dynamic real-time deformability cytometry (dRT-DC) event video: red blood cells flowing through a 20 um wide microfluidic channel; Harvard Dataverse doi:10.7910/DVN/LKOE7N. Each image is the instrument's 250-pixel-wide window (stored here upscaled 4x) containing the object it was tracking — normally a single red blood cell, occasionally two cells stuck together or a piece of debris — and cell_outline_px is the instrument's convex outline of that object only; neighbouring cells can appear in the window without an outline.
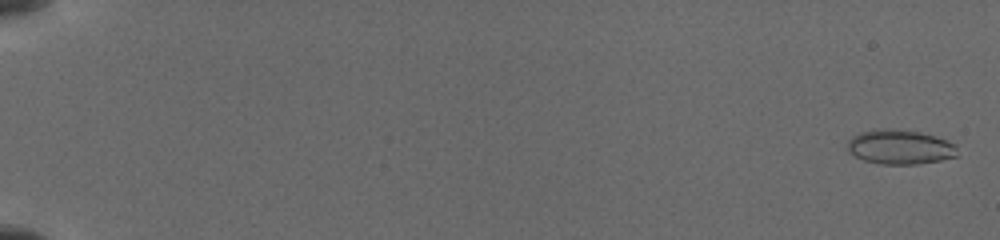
{"species": "common noctule bat (a hibernating species)", "species_latin": "Nyctalus noctula", "temperature_condition": "cold", "stored_images_in_passage": 62, "camera_frame_rate_fps": 3000, "um_per_image_px": 0.085, "animal": {"sex": "female", "body_mass_g": 19.5, "forearm_length_mm": 54.1}, "frame": {"image": 1, "passage_image": 1, "time_ms": 0.0, "image_size_px": [1000, 240], "cell_outline_px": [[956, 156], [940, 160], [916, 164], [880, 164], [864, 160], [848, 152], [848, 140], [852, 136], [860, 132], [884, 128], [888, 128], [920, 132], [956, 144]], "centroid_in_image_um": [76.46, 12.5], "position_along_channel_um": 8.5, "area_um2": 21.85}}
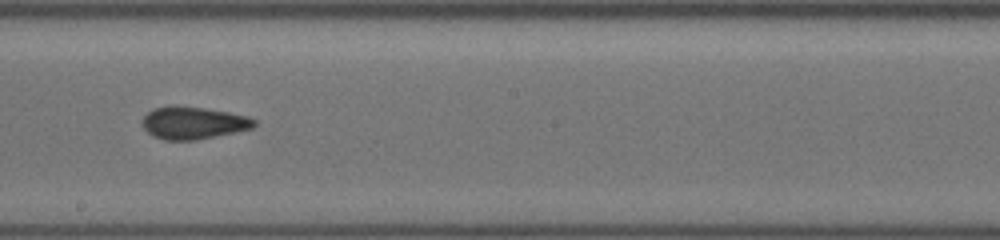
{"frame": {"image": 2, "passage_image": 29, "time_ms": 10.667, "image_size_px": [1000, 240], "cell_outline_px": [[256, 124], [252, 128], [196, 140], [164, 140], [152, 136], [140, 124], [144, 116], [152, 108], [172, 104], [204, 108], [228, 112], [248, 116], [256, 120]], "centroid_in_image_um": [16.37, 10.43], "position_along_channel_um": 231.8, "area_um2": 21.33}}
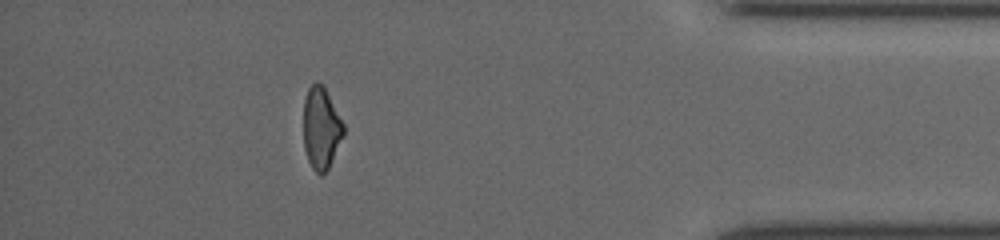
{"frame": {"image": 3, "passage_image": 55, "time_ms": 16.0, "image_size_px": [1000, 240], "cell_outline_px": [[344, 136], [328, 168], [320, 176], [312, 168], [308, 160], [304, 148], [304, 100], [308, 88], [316, 80], [324, 88], [344, 124]], "centroid_in_image_um": [27.29, 10.91], "position_along_channel_um": 407.9, "area_um2": 18.9}}